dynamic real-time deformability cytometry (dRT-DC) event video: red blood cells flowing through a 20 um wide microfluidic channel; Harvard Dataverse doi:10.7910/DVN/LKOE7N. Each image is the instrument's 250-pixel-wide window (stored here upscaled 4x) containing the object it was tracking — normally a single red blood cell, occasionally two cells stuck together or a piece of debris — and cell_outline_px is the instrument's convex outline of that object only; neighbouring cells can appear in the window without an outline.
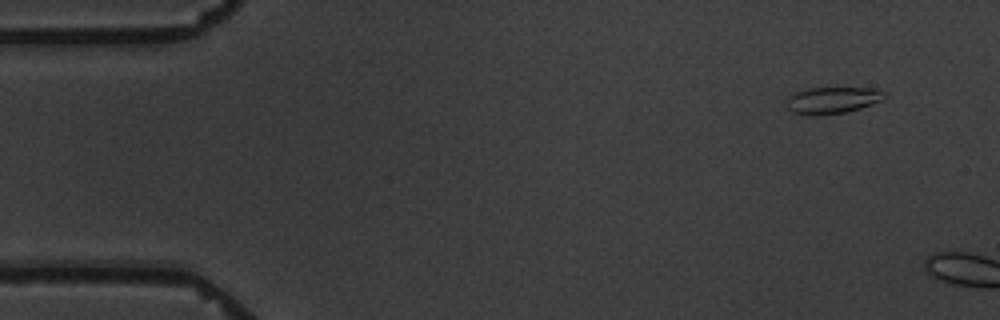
{"species": "common noctule bat (a hibernating species)", "species_latin": "Nyctalus noctula", "temperature_condition": "warm", "stored_images_in_passage": 2, "camera_frame_rate_fps": 3000, "um_per_image_px": 0.085, "animal": {"sex": "male", "body_mass_g": 19.5, "forearm_length_mm": 54.6}, "frame": {"image": 1, "passage_image": 1, "time_ms": 0.0, "image_size_px": [1000, 320], "cell_outline_px": [[884, 100], [860, 108], [844, 112], [812, 116], [808, 116], [792, 112], [788, 108], [788, 96], [796, 92], [808, 88], [872, 88], [884, 92]], "centroid_in_image_um": [70.74, 8.52], "position_along_channel_um": 14.3, "area_um2": 15.09}}